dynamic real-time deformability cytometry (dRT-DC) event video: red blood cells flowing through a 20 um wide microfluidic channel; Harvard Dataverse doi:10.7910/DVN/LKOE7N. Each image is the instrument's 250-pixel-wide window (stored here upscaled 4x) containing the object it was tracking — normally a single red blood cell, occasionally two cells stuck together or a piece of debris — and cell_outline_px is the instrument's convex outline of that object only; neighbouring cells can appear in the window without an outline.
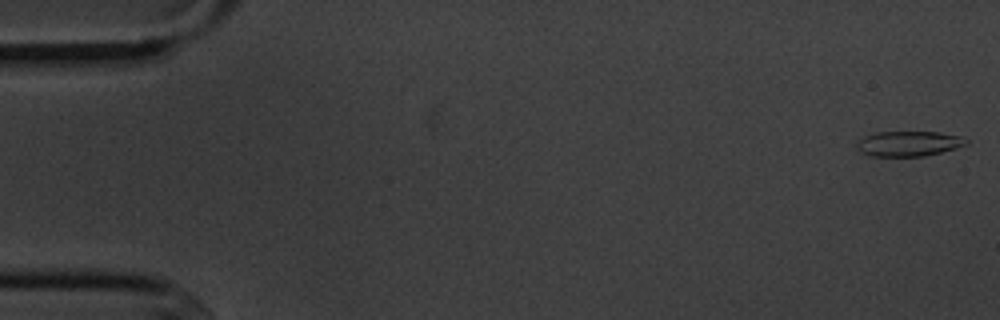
{"species": "common noctule bat (a hibernating species)", "species_latin": "Nyctalus noctula", "temperature_condition": "cold", "stored_images_in_passage": 5, "camera_frame_rate_fps": 3000, "um_per_image_px": 0.085, "animal": {"sex": "male", "body_mass_g": 20.1, "forearm_length_mm": 53.5}, "frame": {"image": 1, "passage_image": 1, "time_ms": 0.0, "image_size_px": [1000, 320], "cell_outline_px": [[968, 144], [956, 148], [924, 156], [868, 156], [856, 148], [856, 144], [864, 136], [876, 132], [940, 132], [960, 136], [968, 140]], "centroid_in_image_um": [77.23, 12.21], "position_along_channel_um": 7.8, "area_um2": 16.01}}
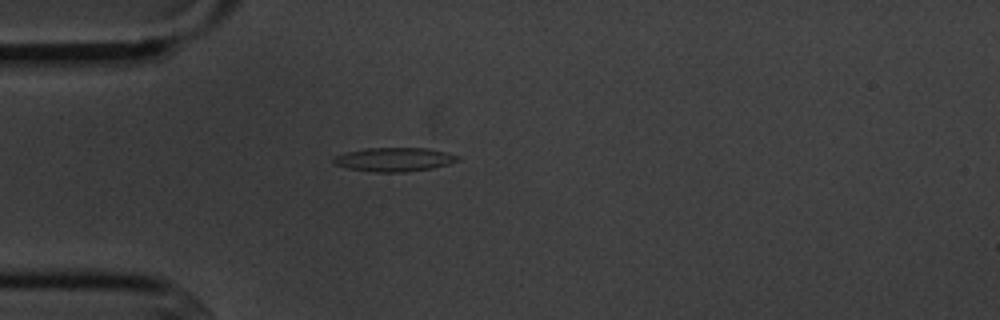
{"frame": {"image": 2, "passage_image": 4, "time_ms": 4.667, "image_size_px": [1000, 320], "cell_outline_px": [[460, 160], [448, 164], [432, 168], [404, 172], [376, 172], [348, 168], [332, 164], [332, 160], [336, 156], [348, 152], [368, 148], [428, 148], [460, 156]], "centroid_in_image_um": [33.52, 13.56], "position_along_channel_um": 51.5, "area_um2": 17.11}}